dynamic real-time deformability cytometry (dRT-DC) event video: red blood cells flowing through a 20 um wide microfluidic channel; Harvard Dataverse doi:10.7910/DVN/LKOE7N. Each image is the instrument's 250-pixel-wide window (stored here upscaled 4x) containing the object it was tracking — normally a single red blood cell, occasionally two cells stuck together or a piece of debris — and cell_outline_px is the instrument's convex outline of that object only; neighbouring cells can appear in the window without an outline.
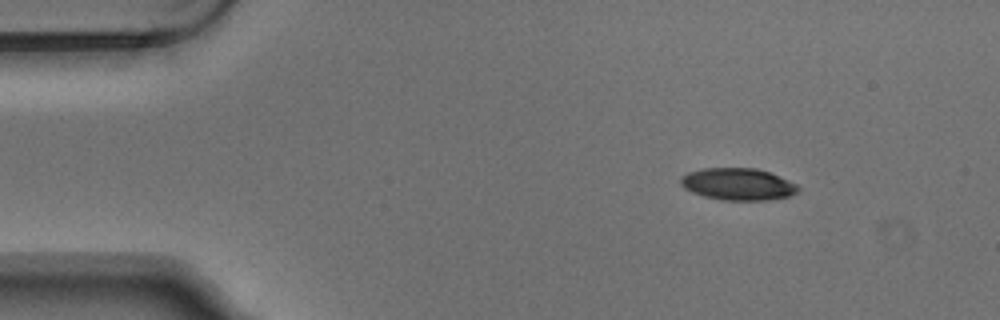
{"species": "Egyptian fruit bat (a non-hibernating species)", "species_latin": "Rousettus aegyptiacus", "temperature_condition": "warm", "stored_images_in_passage": 4, "camera_frame_rate_fps": 3000, "um_per_image_px": 0.085, "animal": {"sex": "male"}, "frame": {"image": 1, "passage_image": 1, "time_ms": 0.0, "image_size_px": [1000, 320], "cell_outline_px": [[800, 188], [796, 192], [788, 196], [768, 200], [720, 200], [704, 196], [692, 192], [684, 188], [680, 184], [680, 176], [688, 172], [704, 168], [756, 168], [768, 172], [788, 180], [796, 184]], "centroid_in_image_um": [62.68, 15.65], "position_along_channel_um": 22.3, "area_um2": 21.85}}
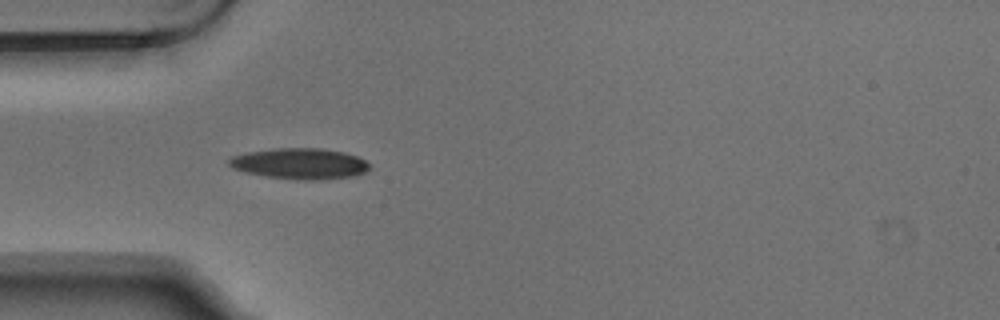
{"frame": {"image": 2, "passage_image": 3, "time_ms": 0.667, "image_size_px": [1000, 320], "cell_outline_px": [[372, 168], [364, 172], [352, 176], [312, 180], [308, 180], [268, 176], [248, 172], [232, 168], [228, 164], [228, 160], [232, 156], [248, 152], [276, 148], [320, 148], [344, 152], [356, 156], [364, 160]], "centroid_in_image_um": [25.49, 13.89], "position_along_channel_um": 59.5, "area_um2": 24.85}}
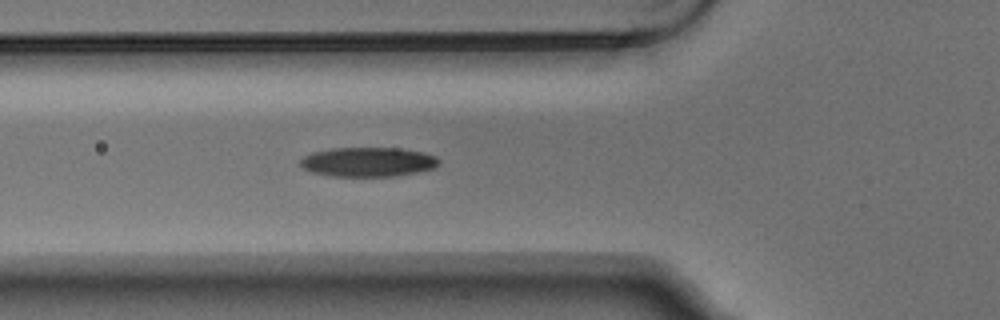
{"frame": {"image": 3, "passage_image": 4, "time_ms": 1.0, "image_size_px": [1000, 320], "cell_outline_px": [[440, 164], [432, 168], [416, 172], [396, 176], [332, 176], [312, 172], [300, 168], [300, 160], [304, 156], [312, 152], [328, 148], [400, 148], [424, 152], [436, 156], [440, 160]], "centroid_in_image_um": [31.26, 13.76], "position_along_channel_um": 94.5, "area_um2": 23.93}}